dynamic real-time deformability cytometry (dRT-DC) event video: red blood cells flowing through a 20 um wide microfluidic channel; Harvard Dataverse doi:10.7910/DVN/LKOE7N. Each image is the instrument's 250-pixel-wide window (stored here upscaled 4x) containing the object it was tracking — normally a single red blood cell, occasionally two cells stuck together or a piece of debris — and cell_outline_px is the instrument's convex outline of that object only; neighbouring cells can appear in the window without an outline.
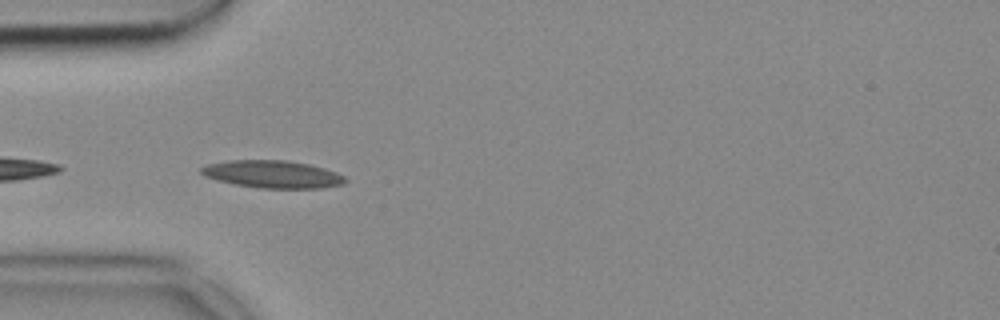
{"species": "common noctule bat (a hibernating species)", "species_latin": "Nyctalus noctula", "temperature_condition": "cold", "stored_images_in_passage": 10, "camera_frame_rate_fps": 3000, "um_per_image_px": 0.085, "animal": {"sex": "female", "body_mass_g": 18.4}, "frame": {"image": 1, "passage_image": 2, "time_ms": 0.333, "image_size_px": [1000, 320], "cell_outline_px": [[348, 180], [344, 184], [320, 188], [260, 188], [236, 184], [216, 180], [204, 176], [200, 172], [200, 168], [208, 164], [228, 160], [288, 160], [308, 164], [324, 168], [336, 172], [344, 176]], "centroid_in_image_um": [23.17, 14.8], "position_along_channel_um": 61.8, "area_um2": 23.12}}